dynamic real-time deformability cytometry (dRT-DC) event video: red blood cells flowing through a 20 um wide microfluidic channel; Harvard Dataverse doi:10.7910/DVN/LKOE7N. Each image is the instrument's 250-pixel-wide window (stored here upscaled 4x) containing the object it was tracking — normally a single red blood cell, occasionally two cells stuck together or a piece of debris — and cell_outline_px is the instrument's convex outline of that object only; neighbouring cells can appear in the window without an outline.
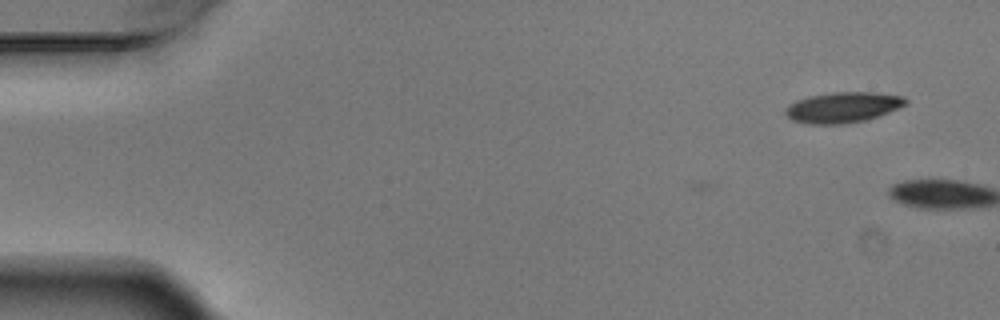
{"species": "Egyptian fruit bat (a non-hibernating species)", "species_latin": "Rousettus aegyptiacus", "temperature_condition": "warm", "stored_images_in_passage": 2, "camera_frame_rate_fps": 3000, "um_per_image_px": 0.085, "animal": {"sex": "male"}, "frame": {"image": 1, "passage_image": 2, "time_ms": 0.333, "image_size_px": [1000, 320], "cell_outline_px": [[908, 104], [888, 112], [864, 120], [844, 124], [808, 124], [792, 120], [784, 112], [788, 104], [796, 100], [808, 96], [832, 92], [876, 92], [904, 96], [908, 100]], "centroid_in_image_um": [71.64, 9.11], "position_along_channel_um": 13.4, "area_um2": 21.5}}